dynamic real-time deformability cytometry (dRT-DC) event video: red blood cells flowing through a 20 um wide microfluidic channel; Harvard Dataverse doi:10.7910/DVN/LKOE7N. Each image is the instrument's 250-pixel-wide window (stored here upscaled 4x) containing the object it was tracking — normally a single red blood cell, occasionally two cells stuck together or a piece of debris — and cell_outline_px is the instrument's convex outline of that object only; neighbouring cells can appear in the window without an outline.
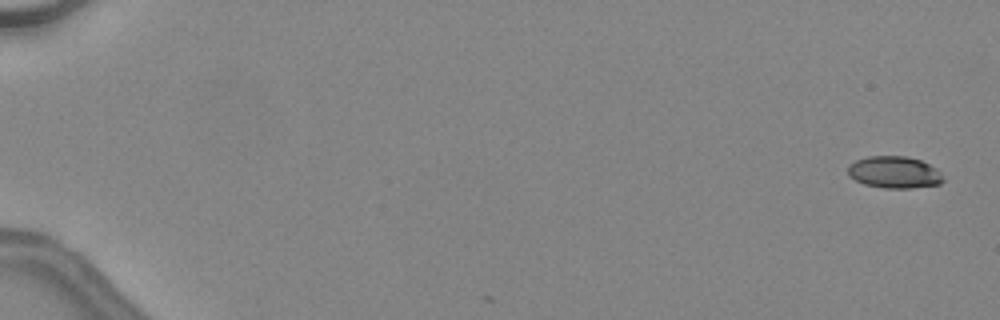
{"species": "common noctule bat (a hibernating species)", "species_latin": "Nyctalus noctula", "temperature_condition": "warm", "stored_images_in_passage": 48, "camera_frame_rate_fps": 3000, "um_per_image_px": 0.085, "animal": {"sex": "female", "body_mass_g": 24.6, "forearm_length_mm": 56.2}, "frame": {"image": 1, "passage_image": 2, "time_ms": 0.333, "image_size_px": [1000, 320], "cell_outline_px": [[944, 180], [940, 184], [912, 188], [884, 188], [864, 184], [848, 176], [848, 164], [856, 160], [868, 156], [904, 156], [920, 160], [936, 168], [940, 172]], "centroid_in_image_um": [76.0, 14.64], "position_along_channel_um": 9.0, "area_um2": 17.74}}
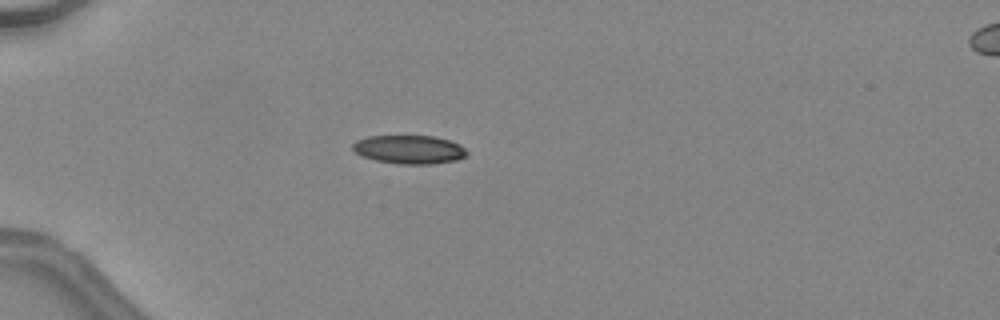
{"frame": {"image": 2, "passage_image": 16, "time_ms": 5.0, "image_size_px": [1000, 320], "cell_outline_px": [[468, 156], [456, 160], [432, 164], [396, 164], [376, 160], [364, 156], [356, 152], [352, 148], [352, 144], [356, 140], [368, 136], [436, 136], [452, 140], [460, 144], [468, 152]], "centroid_in_image_um": [34.83, 12.7], "position_along_channel_um": 50.2, "area_um2": 19.19}}
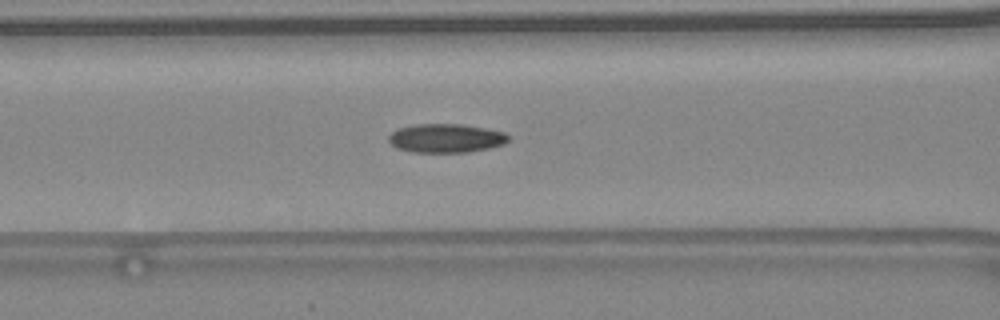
{"frame": {"image": 3, "passage_image": 23, "time_ms": 7.333, "image_size_px": [1000, 320], "cell_outline_px": [[508, 140], [504, 144], [488, 148], [468, 152], [412, 152], [396, 148], [388, 140], [388, 136], [392, 132], [400, 128], [416, 124], [464, 124], [504, 132], [508, 136]], "centroid_in_image_um": [37.89, 11.75], "position_along_channel_um": 128.7, "area_um2": 20.0}, "authors_computed_cell_mechanics": {"area_um2": 19.5075, "velocity_mm_per_s": 4.5699, "shape_relaxation_time_tau1_ms": null, "shape_relaxation_time_tau2_ms": 3.8173, "deformation_change_tau1": null, "deformation_change_tau2": 0.1071}}